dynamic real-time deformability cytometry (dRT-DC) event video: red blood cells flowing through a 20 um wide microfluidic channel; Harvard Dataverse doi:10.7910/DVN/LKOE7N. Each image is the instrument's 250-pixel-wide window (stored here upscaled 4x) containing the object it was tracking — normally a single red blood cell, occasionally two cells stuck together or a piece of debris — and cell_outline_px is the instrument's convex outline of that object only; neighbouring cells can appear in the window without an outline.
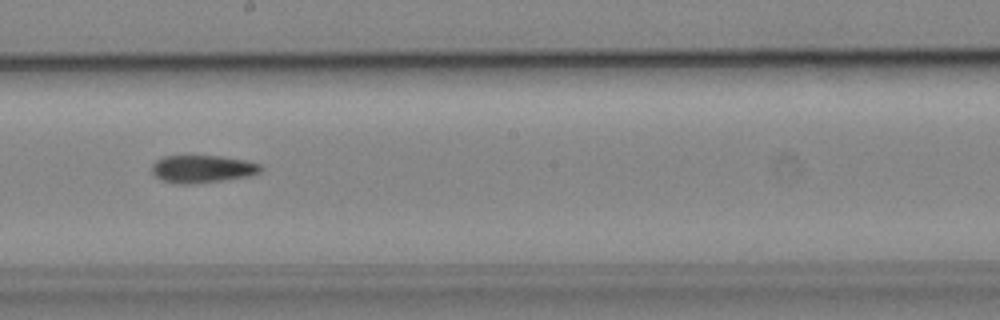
{"species": "common noctule bat (a hibernating species)", "species_latin": "Nyctalus noctula", "temperature_condition": "cold", "stored_images_in_passage": 43, "camera_frame_rate_fps": 3000, "um_per_image_px": 0.085, "animal": {"sex": "male", "body_mass_g": 19.2, "forearm_length_mm": 51.8}, "frame": {"image": 1, "passage_image": 19, "time_ms": 6.0, "image_size_px": [1000, 320], "cell_outline_px": [[264, 168], [260, 172], [248, 176], [220, 180], [188, 184], [176, 184], [160, 180], [152, 172], [152, 164], [156, 160], [164, 156], [220, 156], [244, 160], [260, 164]], "centroid_in_image_um": [17.18, 14.36], "position_along_channel_um": 231.0, "area_um2": 17.4}, "authors_computed_cell_mechanics": {"area_um2": 17.4556, "velocity_mm_per_s": 3.8894, "shape_relaxation_time_tau1_ms": null, "shape_relaxation_time_tau2_ms": 4.9755, "deformation_change_tau1": null, "deformation_change_tau2": 0.1277}}